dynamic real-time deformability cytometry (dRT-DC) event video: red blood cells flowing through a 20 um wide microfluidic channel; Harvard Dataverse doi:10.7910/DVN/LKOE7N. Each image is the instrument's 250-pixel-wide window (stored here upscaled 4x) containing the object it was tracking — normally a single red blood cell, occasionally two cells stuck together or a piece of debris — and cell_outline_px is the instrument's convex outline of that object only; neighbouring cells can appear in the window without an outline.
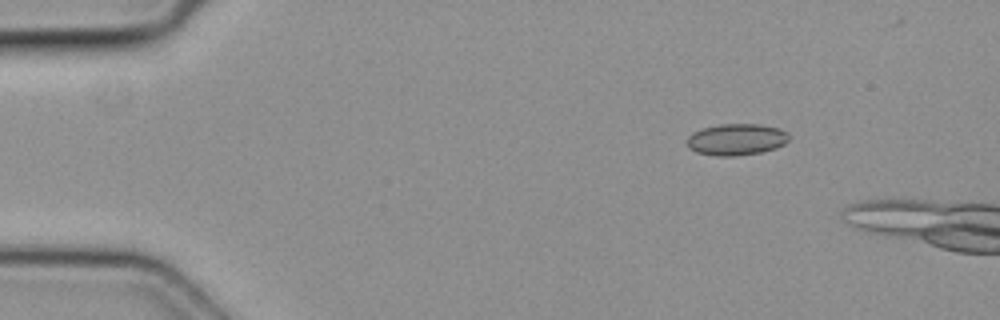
{"species": "common noctule bat (a hibernating species)", "species_latin": "Nyctalus noctula", "temperature_condition": "cold", "stored_images_in_passage": 4, "camera_frame_rate_fps": 3000, "um_per_image_px": 0.085, "animal": {"sex": "female", "body_mass_g": 19.3, "forearm_length_mm": 54.1}, "frame": {"image": 1, "passage_image": 2, "time_ms": 0.333, "image_size_px": [1000, 320], "cell_outline_px": [[788, 140], [784, 144], [776, 148], [760, 152], [736, 156], [716, 156], [696, 152], [688, 148], [688, 136], [692, 132], [704, 128], [720, 124], [760, 124], [780, 128], [788, 132]], "centroid_in_image_um": [62.6, 11.85], "position_along_channel_um": 22.4, "area_um2": 18.79}}